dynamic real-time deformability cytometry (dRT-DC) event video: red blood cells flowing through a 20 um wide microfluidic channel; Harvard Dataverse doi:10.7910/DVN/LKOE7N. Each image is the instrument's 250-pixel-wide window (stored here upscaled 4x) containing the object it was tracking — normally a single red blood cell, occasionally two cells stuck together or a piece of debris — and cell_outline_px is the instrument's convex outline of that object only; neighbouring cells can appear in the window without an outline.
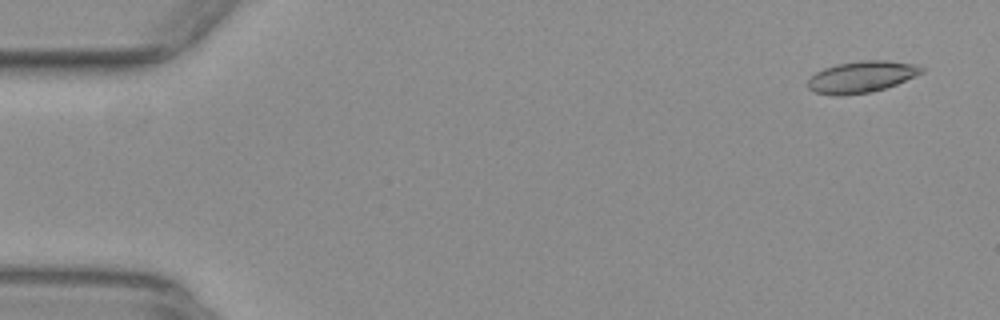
{"species": "common noctule bat (a hibernating species)", "species_latin": "Nyctalus noctula", "temperature_condition": "warm", "stored_images_in_passage": 14, "camera_frame_rate_fps": 3000, "um_per_image_px": 0.085, "animal": {"sex": "female", "body_mass_g": 29.2, "forearm_length_mm": 56.3}, "frame": {"image": 1, "passage_image": 3, "time_ms": 0.667, "image_size_px": [1000, 320], "cell_outline_px": [[924, 72], [896, 84], [884, 88], [868, 92], [840, 96], [836, 96], [816, 92], [808, 88], [808, 80], [816, 72], [824, 68], [836, 64], [860, 60], [888, 60], [916, 64], [924, 68]], "centroid_in_image_um": [73.23, 6.52], "position_along_channel_um": 11.8, "area_um2": 20.81}}